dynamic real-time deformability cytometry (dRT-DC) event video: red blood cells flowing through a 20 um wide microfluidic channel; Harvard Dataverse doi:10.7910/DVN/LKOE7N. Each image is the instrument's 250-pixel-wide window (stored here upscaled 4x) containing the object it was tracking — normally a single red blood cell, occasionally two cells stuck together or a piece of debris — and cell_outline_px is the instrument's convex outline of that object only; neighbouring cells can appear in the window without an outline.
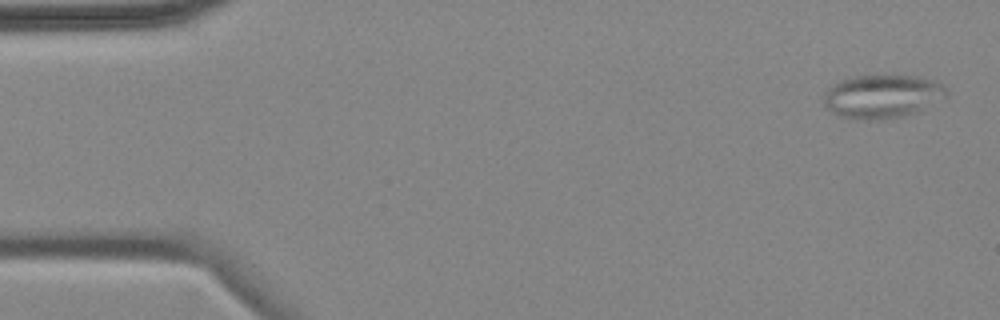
{"species": "common noctule bat (a hibernating species)", "species_latin": "Nyctalus noctula", "temperature_condition": "cold", "stored_images_in_passage": 7, "camera_frame_rate_fps": 3000, "um_per_image_px": 0.085, "animal": {"sex": "female", "body_mass_g": 18.4}, "frame": {"image": 1, "passage_image": 1, "time_ms": 0.0, "image_size_px": [1000, 320], "cell_outline_px": [[948, 96], [916, 112], [904, 116], [884, 120], [856, 120], [832, 112], [824, 104], [824, 92], [828, 88], [840, 80], [856, 76], [916, 76], [932, 80], [944, 84], [948, 92]], "centroid_in_image_um": [75.01, 8.2], "position_along_channel_um": 10.0, "area_um2": 31.1}}